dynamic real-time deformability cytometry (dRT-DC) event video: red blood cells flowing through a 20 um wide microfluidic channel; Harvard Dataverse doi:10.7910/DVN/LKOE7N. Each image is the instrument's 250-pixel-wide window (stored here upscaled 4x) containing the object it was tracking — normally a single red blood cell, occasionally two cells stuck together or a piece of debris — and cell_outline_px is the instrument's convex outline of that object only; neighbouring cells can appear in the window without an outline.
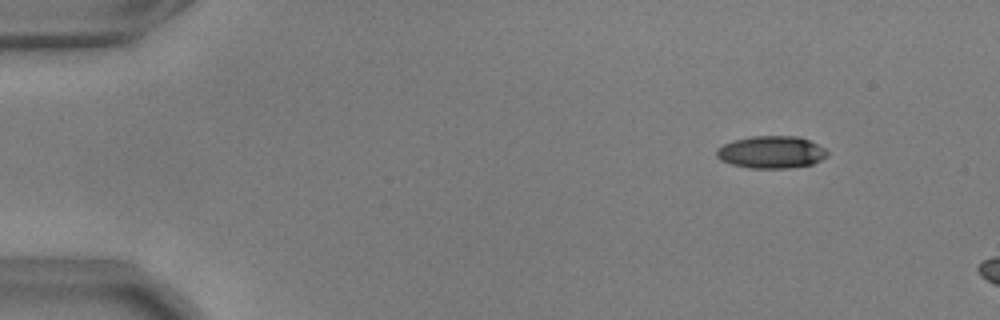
{"species": "common noctule bat (a hibernating species)", "species_latin": "Nyctalus noctula", "temperature_condition": "warm", "stored_images_in_passage": 12, "camera_frame_rate_fps": 3000, "um_per_image_px": 0.085, "animal": {"sex": "male", "body_mass_g": 17.9, "forearm_length_mm": 54.2}, "frame": {"image": 1, "passage_image": 6, "time_ms": 1.667, "image_size_px": [1000, 320], "cell_outline_px": [[828, 156], [812, 164], [792, 168], [748, 168], [732, 164], [720, 160], [716, 156], [716, 148], [732, 140], [752, 136], [800, 136], [824, 148], [828, 152]], "centroid_in_image_um": [65.54, 12.93], "position_along_channel_um": 19.5, "area_um2": 20.98}}